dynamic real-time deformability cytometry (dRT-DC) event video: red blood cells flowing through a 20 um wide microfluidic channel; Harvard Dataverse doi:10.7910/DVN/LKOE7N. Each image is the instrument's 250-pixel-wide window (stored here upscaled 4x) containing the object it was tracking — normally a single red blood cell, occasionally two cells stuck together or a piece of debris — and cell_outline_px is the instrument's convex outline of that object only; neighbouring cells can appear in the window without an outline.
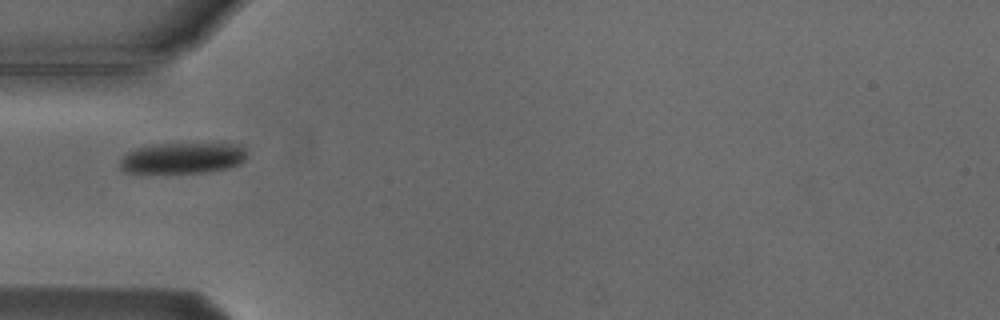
{"species": "Egyptian fruit bat (a non-hibernating species)", "species_latin": "Rousettus aegyptiacus", "temperature_condition": "cold", "stored_images_in_passage": 3, "camera_frame_rate_fps": 3000, "um_per_image_px": 0.085, "animal": {"sex": "male"}, "frame": {"image": 1, "passage_image": 1, "time_ms": 0.0, "image_size_px": [1000, 320], "cell_outline_px": [[248, 156], [240, 164], [228, 168], [204, 172], [124, 172], [120, 168], [120, 160], [128, 152], [136, 148], [152, 144], [240, 144], [248, 152]], "centroid_in_image_um": [15.56, 13.42], "position_along_channel_um": 69.4, "area_um2": 22.77}}
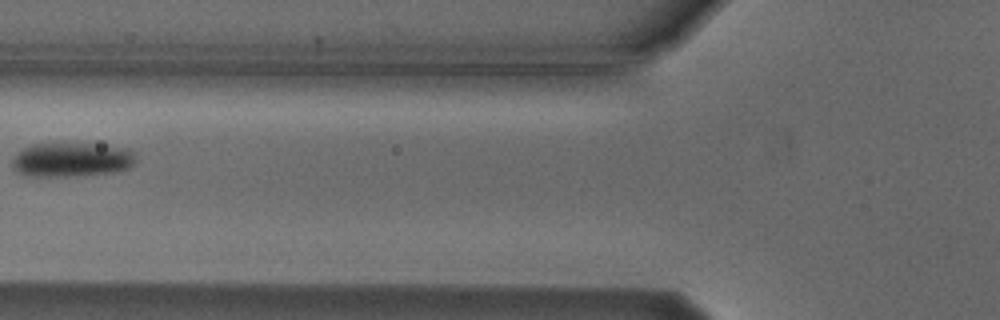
{"frame": {"image": 2, "passage_image": 2, "time_ms": 1.333, "image_size_px": [1000, 320], "cell_outline_px": [[136, 160], [128, 168], [116, 172], [76, 176], [24, 176], [16, 172], [12, 168], [12, 160], [16, 152], [32, 144], [92, 144], [128, 148], [132, 152]], "centroid_in_image_um": [6.04, 13.59], "position_along_channel_um": 119.8, "area_um2": 24.74}}